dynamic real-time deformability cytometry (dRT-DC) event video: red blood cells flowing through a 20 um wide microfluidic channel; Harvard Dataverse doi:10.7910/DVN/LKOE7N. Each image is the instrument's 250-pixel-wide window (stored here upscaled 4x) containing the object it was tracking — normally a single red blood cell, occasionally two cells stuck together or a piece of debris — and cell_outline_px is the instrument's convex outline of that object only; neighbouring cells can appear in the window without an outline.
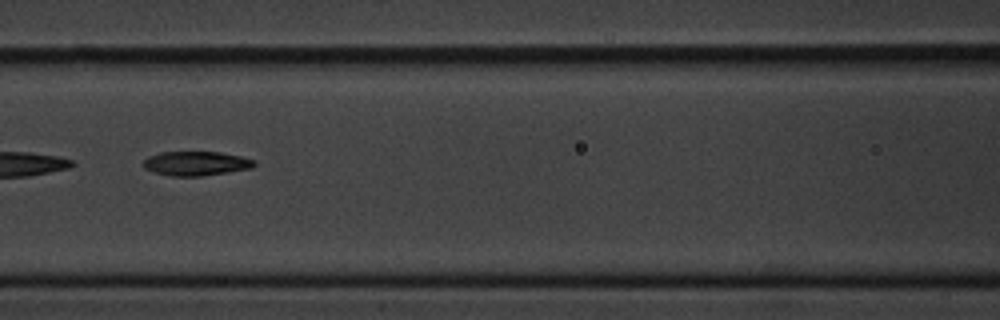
{"species": "common noctule bat (a hibernating species)", "species_latin": "Nyctalus noctula", "temperature_condition": "cold", "stored_images_in_passage": 7, "camera_frame_rate_fps": 3000, "um_per_image_px": 0.085, "animal": {"sex": "male", "body_mass_g": 20.1, "forearm_length_mm": 53.5}, "frame": {"image": 1, "passage_image": 4, "time_ms": 3.667, "image_size_px": [1000, 320], "cell_outline_px": [[256, 164], [252, 168], [228, 172], [200, 176], [172, 176], [152, 172], [144, 168], [144, 160], [148, 156], [160, 152], [220, 152], [240, 156], [256, 160]], "centroid_in_image_um": [16.67, 13.89], "position_along_channel_um": 149.9, "area_um2": 15.72}}
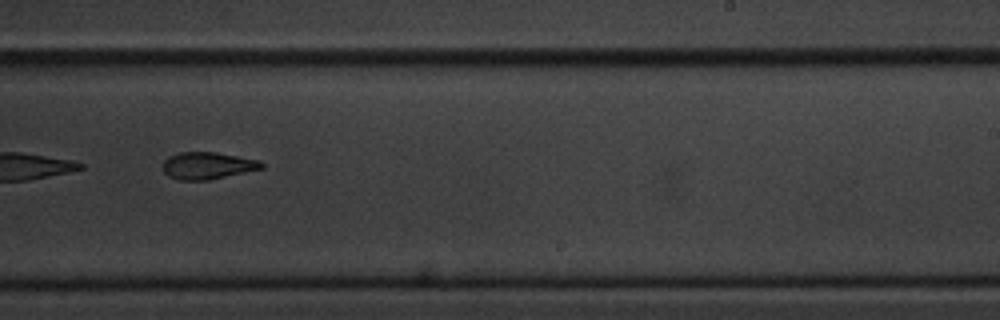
{"frame": {"image": 2, "passage_image": 7, "time_ms": 7.0, "image_size_px": [1000, 320], "cell_outline_px": [[264, 168], [208, 180], [180, 180], [168, 176], [164, 172], [164, 160], [168, 156], [180, 152], [216, 152], [260, 160], [264, 164]], "centroid_in_image_um": [17.65, 14.07], "position_along_channel_um": 271.3, "area_um2": 15.55}}